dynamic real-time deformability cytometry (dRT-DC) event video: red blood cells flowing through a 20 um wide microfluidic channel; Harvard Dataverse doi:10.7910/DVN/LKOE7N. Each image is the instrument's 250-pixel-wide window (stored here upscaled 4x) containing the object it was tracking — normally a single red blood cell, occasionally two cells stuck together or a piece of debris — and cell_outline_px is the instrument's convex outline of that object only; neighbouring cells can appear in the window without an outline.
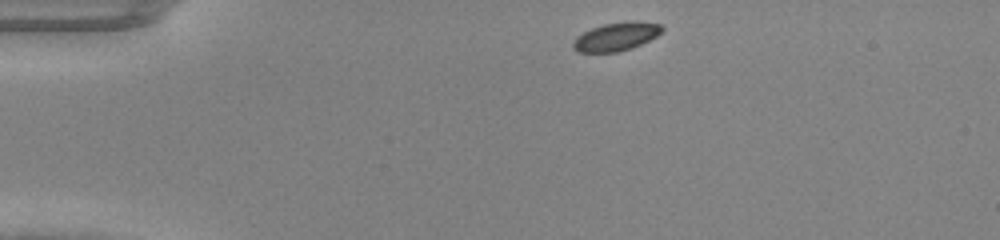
{"species": "common noctule bat (a hibernating species)", "species_latin": "Nyctalus noctula", "temperature_condition": "warm", "stored_images_in_passage": 40, "camera_frame_rate_fps": 3000, "um_per_image_px": 0.085, "animal": {"sex": "male", "body_mass_g": 20.0, "forearm_length_mm": 53.3}, "frame": {"image": 1, "passage_image": 1, "time_ms": 0.0, "image_size_px": [1000, 240], "cell_outline_px": [[664, 28], [656, 36], [632, 48], [616, 52], [580, 52], [572, 48], [572, 44], [576, 36], [592, 28], [604, 24], [660, 24]], "centroid_in_image_um": [52.28, 3.18], "position_along_channel_um": 32.7, "area_um2": 13.76}}
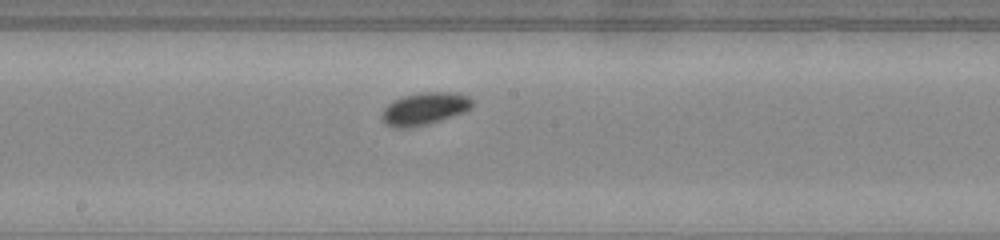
{"frame": {"image": 2, "passage_image": 18, "time_ms": 5.667, "image_size_px": [1000, 240], "cell_outline_px": [[472, 108], [464, 112], [428, 124], [412, 128], [392, 128], [380, 120], [380, 116], [384, 108], [388, 104], [404, 96], [420, 92], [448, 92], [468, 96], [472, 100]], "centroid_in_image_um": [36.04, 9.26], "position_along_channel_um": 212.2, "area_um2": 17.11}}
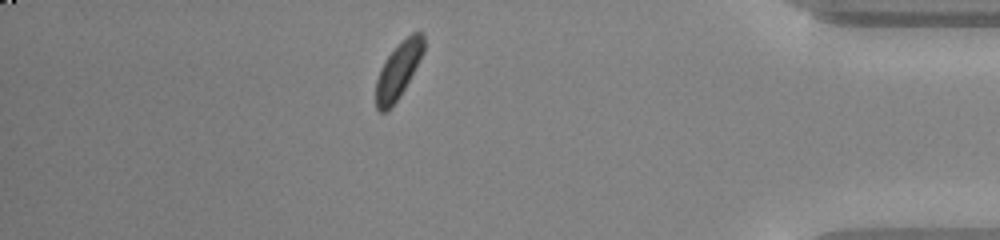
{"frame": {"image": 3, "passage_image": 34, "time_ms": 11.0, "image_size_px": [1000, 240], "cell_outline_px": [[424, 52], [400, 96], [388, 112], [380, 112], [376, 108], [376, 80], [380, 68], [384, 60], [412, 32], [424, 32]], "centroid_in_image_um": [33.85, 6.02], "position_along_channel_um": 401.4, "area_um2": 15.43}}